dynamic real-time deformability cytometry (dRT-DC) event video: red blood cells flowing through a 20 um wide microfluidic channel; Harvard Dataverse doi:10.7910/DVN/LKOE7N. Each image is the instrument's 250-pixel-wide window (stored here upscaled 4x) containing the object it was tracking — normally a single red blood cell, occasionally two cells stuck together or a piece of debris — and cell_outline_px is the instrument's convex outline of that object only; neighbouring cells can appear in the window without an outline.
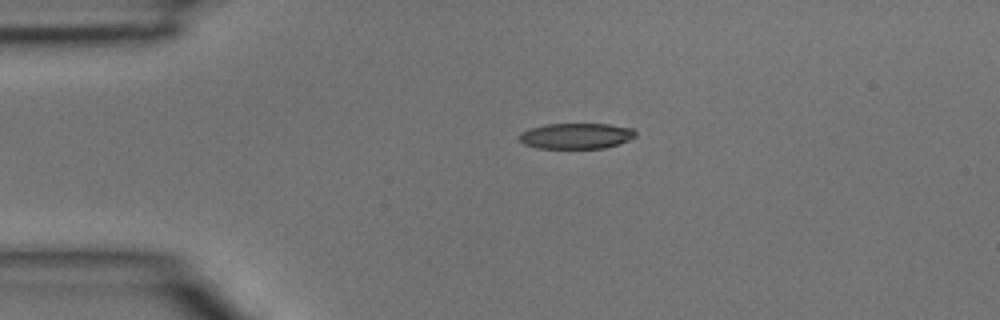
{"species": "common noctule bat (a hibernating species)", "species_latin": "Nyctalus noctula", "temperature_condition": "room temperature", "stored_images_in_passage": 2, "camera_frame_rate_fps": 3000, "um_per_image_px": 0.085, "animal": {"sex": "male", "body_mass_g": 15.6}, "frame": {"image": 1, "passage_image": 1, "time_ms": 0.0, "image_size_px": [1000, 320], "cell_outline_px": [[636, 136], [620, 144], [604, 148], [536, 148], [524, 144], [520, 140], [520, 132], [544, 124], [608, 124], [632, 128], [636, 132]], "centroid_in_image_um": [48.99, 11.55], "position_along_channel_um": 36.0, "area_um2": 17.4}}